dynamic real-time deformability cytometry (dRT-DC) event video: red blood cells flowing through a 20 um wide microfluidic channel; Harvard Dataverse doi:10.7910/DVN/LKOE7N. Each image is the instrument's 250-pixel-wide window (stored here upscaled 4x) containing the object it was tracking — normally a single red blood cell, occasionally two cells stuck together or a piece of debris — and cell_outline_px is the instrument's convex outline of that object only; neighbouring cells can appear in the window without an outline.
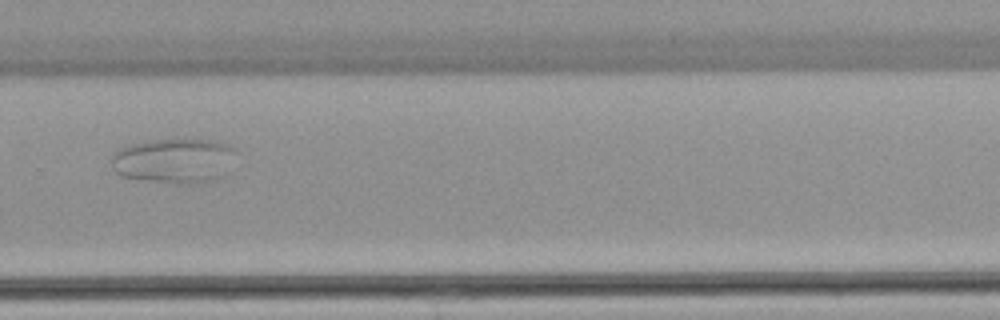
{"species": "common noctule bat (a hibernating species)", "species_latin": "Nyctalus noctula", "temperature_condition": "warm", "stored_images_in_passage": 7, "camera_frame_rate_fps": 3000, "um_per_image_px": 0.085, "animal": {"sex": "female", "body_mass_g": 22.7, "forearm_length_mm": 54.2}, "frame": {"image": 1, "passage_image": 7, "time_ms": 7.0, "image_size_px": [1000, 320], "cell_outline_px": [[240, 152], [212, 180], [196, 184], [180, 184], [120, 176], [112, 168], [112, 156], [116, 152], [124, 148], [148, 140], [212, 140], [236, 148]], "centroid_in_image_um": [14.79, 13.66], "position_along_channel_um": 315.0, "area_um2": 31.73}}